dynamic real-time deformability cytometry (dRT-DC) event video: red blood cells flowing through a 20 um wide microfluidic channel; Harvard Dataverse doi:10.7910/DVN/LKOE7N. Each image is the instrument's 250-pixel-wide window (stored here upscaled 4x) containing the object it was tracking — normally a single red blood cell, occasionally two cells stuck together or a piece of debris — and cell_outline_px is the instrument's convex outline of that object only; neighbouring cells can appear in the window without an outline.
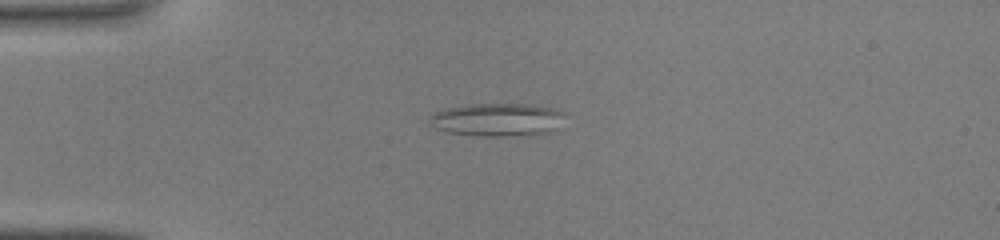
{"species": "common noctule bat (a hibernating species)", "species_latin": "Nyctalus noctula", "temperature_condition": "warm", "stored_images_in_passage": 34, "camera_frame_rate_fps": 3000, "um_per_image_px": 0.085, "animal": {"sex": "male", "body_mass_g": 19.0, "forearm_length_mm": 50.8}, "frame": {"image": 1, "passage_image": 1, "time_ms": 0.0, "image_size_px": [1000, 240], "cell_outline_px": [[568, 128], [556, 132], [504, 136], [480, 136], [444, 132], [428, 124], [428, 116], [432, 112], [444, 108], [468, 104], [532, 104], [556, 108], [564, 112]], "centroid_in_image_um": [42.37, 10.17], "position_along_channel_um": 42.6, "area_um2": 27.34}}
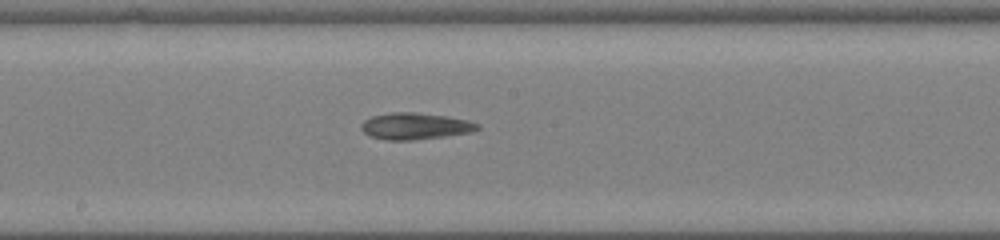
{"frame": {"image": 2, "passage_image": 14, "time_ms": 4.333, "image_size_px": [1000, 240], "cell_outline_px": [[480, 128], [472, 132], [444, 136], [412, 140], [388, 140], [368, 136], [360, 128], [360, 124], [364, 120], [372, 116], [392, 112], [416, 112], [448, 116], [468, 120], [480, 124]], "centroid_in_image_um": [35.28, 10.71], "position_along_channel_um": 212.9, "area_um2": 18.15}}
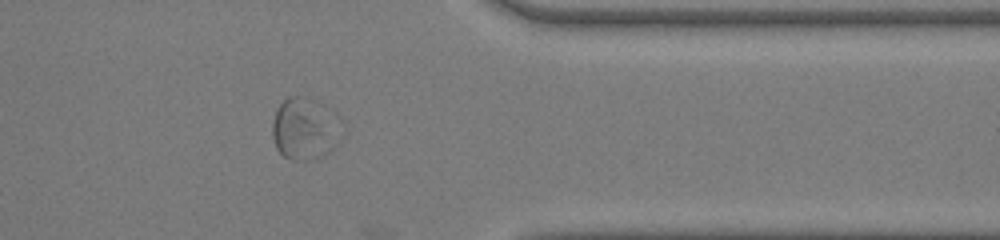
{"frame": {"image": 3, "passage_image": 26, "time_ms": 8.333, "image_size_px": [1000, 240], "cell_outline_px": [[344, 136], [328, 152], [320, 156], [308, 160], [292, 160], [284, 156], [276, 148], [272, 136], [272, 120], [276, 108], [288, 96], [308, 96], [332, 108], [344, 120]], "centroid_in_image_um": [25.99, 10.89], "position_along_channel_um": 385.4, "area_um2": 26.18}}